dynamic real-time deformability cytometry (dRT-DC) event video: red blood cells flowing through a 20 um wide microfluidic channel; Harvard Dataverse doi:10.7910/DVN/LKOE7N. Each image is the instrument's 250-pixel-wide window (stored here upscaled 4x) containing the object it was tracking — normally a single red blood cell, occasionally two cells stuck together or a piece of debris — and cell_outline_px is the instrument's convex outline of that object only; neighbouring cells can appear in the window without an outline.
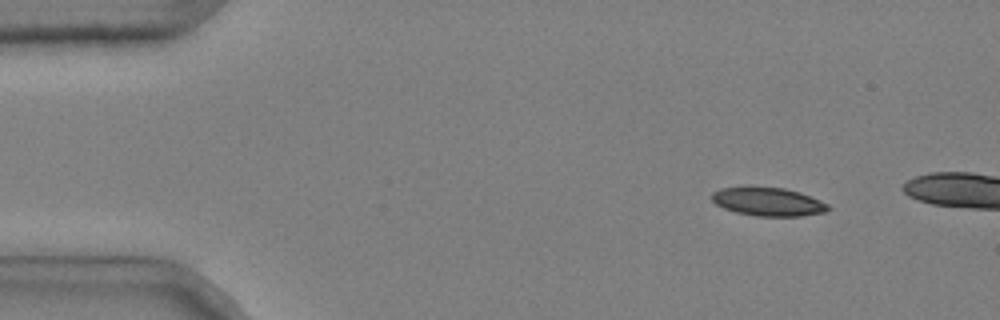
{"species": "common noctule bat (a hibernating species)", "species_latin": "Nyctalus noctula", "temperature_condition": "cold", "stored_images_in_passage": 8, "camera_frame_rate_fps": 3000, "um_per_image_px": 0.085, "animal": {"sex": "male", "body_mass_g": 20.4}, "frame": {"image": 1, "passage_image": 1, "time_ms": 0.0, "image_size_px": [1000, 320], "cell_outline_px": [[832, 208], [828, 212], [800, 216], [756, 216], [736, 212], [724, 208], [716, 204], [712, 200], [712, 192], [720, 188], [744, 184], [748, 184], [784, 188], [800, 192], [820, 200], [828, 204]], "centroid_in_image_um": [65.27, 17.1], "position_along_channel_um": 19.7, "area_um2": 20.06}}